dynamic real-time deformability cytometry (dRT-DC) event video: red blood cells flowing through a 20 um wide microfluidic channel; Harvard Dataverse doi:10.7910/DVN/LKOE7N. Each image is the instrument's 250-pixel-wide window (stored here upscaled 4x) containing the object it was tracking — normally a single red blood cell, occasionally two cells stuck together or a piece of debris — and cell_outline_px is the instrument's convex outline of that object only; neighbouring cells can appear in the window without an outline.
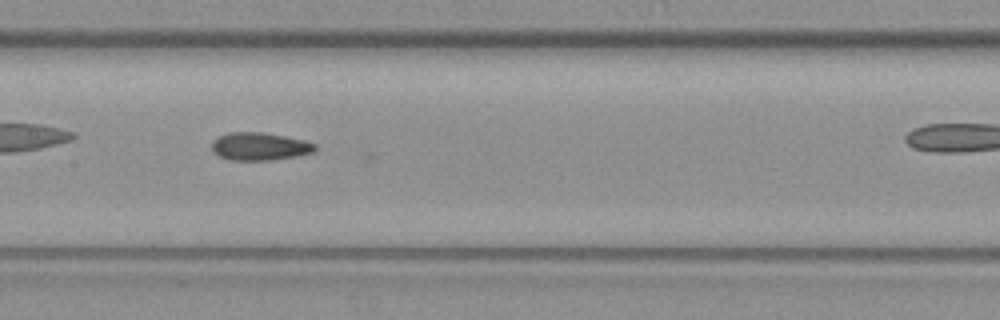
{"species": "common noctule bat (a hibernating species)", "species_latin": "Nyctalus noctula", "temperature_condition": "warm", "stored_images_in_passage": 25, "camera_frame_rate_fps": 3000, "um_per_image_px": 0.085, "animal": {"sex": "female", "body_mass_g": 19.3, "forearm_length_mm": 54.1}, "frame": {"image": 1, "passage_image": 12, "time_ms": 3.667, "image_size_px": [1000, 320], "cell_outline_px": [[316, 148], [312, 152], [296, 156], [268, 160], [228, 160], [212, 152], [212, 140], [228, 132], [264, 132], [304, 140], [316, 144]], "centroid_in_image_um": [22.03, 12.44], "position_along_channel_um": 185.4, "area_um2": 16.7}}